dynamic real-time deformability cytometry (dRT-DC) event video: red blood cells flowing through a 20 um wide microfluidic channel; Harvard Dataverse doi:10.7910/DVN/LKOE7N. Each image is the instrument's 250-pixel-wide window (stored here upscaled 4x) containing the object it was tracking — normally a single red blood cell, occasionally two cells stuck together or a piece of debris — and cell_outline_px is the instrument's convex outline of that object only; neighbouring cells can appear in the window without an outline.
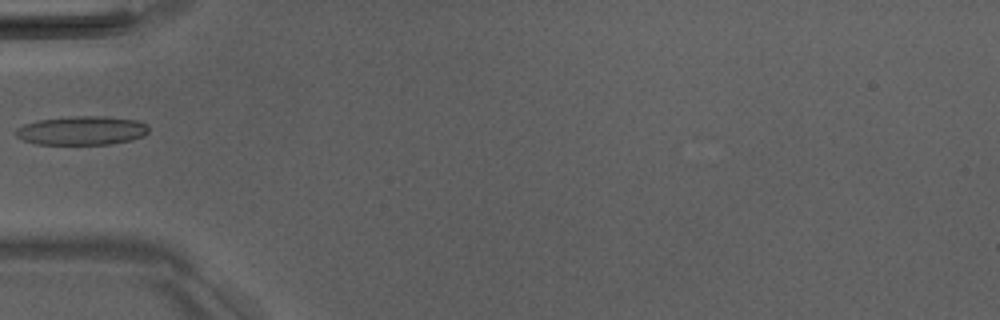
{"species": "Egyptian fruit bat (a non-hibernating species)", "species_latin": "Rousettus aegyptiacus", "temperature_condition": "room temperature", "stored_images_in_passage": 7, "camera_frame_rate_fps": 3000, "um_per_image_px": 0.085, "animal": {"sex": "male"}, "frame": {"image": 1, "passage_image": 5, "time_ms": 5.667, "image_size_px": [1000, 320], "cell_outline_px": [[148, 132], [144, 136], [132, 140], [112, 144], [36, 144], [24, 140], [16, 136], [16, 128], [24, 124], [40, 120], [76, 116], [104, 116], [136, 120], [148, 124]], "centroid_in_image_um": [6.99, 11.1], "position_along_channel_um": 78.0, "area_um2": 22.31}}